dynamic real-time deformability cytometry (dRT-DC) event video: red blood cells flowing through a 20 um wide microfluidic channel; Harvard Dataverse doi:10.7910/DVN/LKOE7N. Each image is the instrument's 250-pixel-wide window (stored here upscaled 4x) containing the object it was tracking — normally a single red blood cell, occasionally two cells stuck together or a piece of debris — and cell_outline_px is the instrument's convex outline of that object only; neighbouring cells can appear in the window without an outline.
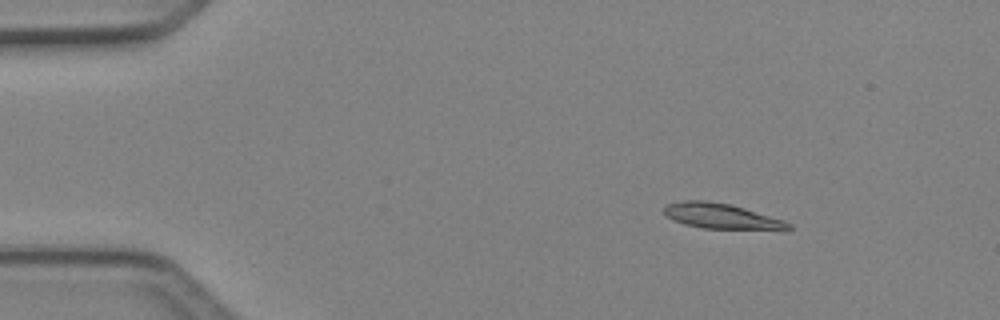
{"species": "Egyptian fruit bat (a non-hibernating species)", "species_latin": "Rousettus aegyptiacus", "temperature_condition": "cold", "stored_images_in_passage": 6, "segment_of_instrument_passage": [1, 2], "camera_frame_rate_fps": 3000, "um_per_image_px": 0.085, "animal": {"sex": "female"}, "frame": {"image": 1, "passage_image": 3, "time_ms": 0.667, "image_size_px": [1000, 320], "cell_outline_px": [[792, 228], [704, 228], [684, 224], [672, 220], [664, 212], [664, 208], [668, 204], [684, 200], [704, 200], [732, 204], [784, 220], [792, 224]], "centroid_in_image_um": [61.24, 18.34], "position_along_channel_um": 23.8, "area_um2": 17.8}}